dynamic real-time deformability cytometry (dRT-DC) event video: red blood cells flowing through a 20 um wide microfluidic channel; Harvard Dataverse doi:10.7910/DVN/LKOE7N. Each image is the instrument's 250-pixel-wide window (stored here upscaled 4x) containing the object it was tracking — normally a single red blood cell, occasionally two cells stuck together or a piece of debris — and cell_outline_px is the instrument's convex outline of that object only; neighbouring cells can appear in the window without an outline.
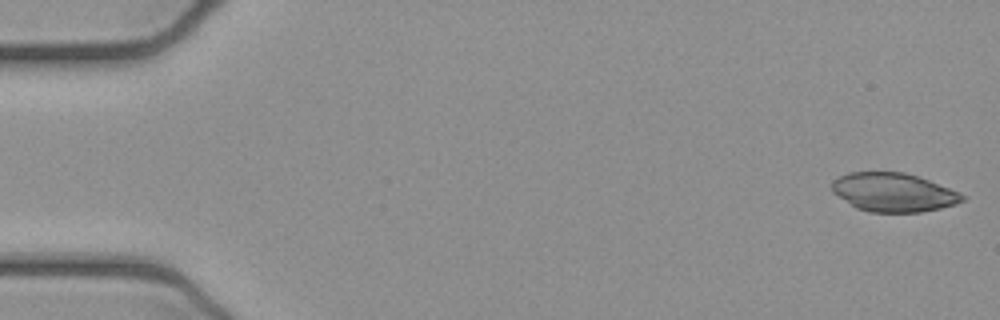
{"species": "common noctule bat (a hibernating species)", "species_latin": "Nyctalus noctula", "temperature_condition": "cold", "stored_images_in_passage": 51, "camera_frame_rate_fps": 3000, "um_per_image_px": 0.085, "animal": {"sex": "female", "body_mass_g": 21.9}, "frame": {"image": 1, "passage_image": 1, "time_ms": 0.0, "image_size_px": [1000, 320], "cell_outline_px": [[968, 196], [964, 200], [956, 204], [940, 208], [920, 212], [868, 212], [856, 208], [832, 192], [832, 180], [848, 172], [904, 172], [928, 180], [960, 192]], "centroid_in_image_um": [75.94, 16.35], "position_along_channel_um": 9.1, "area_um2": 29.42}}